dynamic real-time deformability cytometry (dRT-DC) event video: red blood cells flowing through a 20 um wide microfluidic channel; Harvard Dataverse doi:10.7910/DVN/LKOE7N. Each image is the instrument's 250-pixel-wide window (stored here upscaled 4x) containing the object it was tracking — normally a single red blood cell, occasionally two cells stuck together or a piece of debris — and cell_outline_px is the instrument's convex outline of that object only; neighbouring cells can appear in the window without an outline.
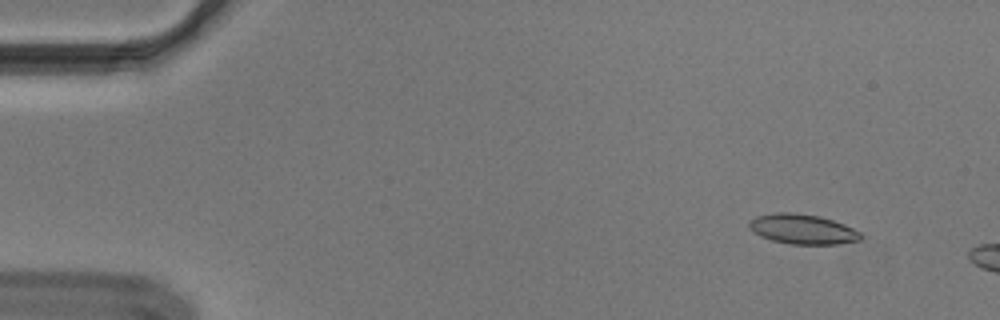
{"species": "Egyptian fruit bat (a non-hibernating species)", "species_latin": "Rousettus aegyptiacus", "temperature_condition": "cold", "stored_images_in_passage": 10, "camera_frame_rate_fps": 3000, "um_per_image_px": 0.085, "animal": {"sex": "male"}, "frame": {"image": 1, "passage_image": 5, "time_ms": 1.333, "image_size_px": [1000, 320], "cell_outline_px": [[860, 240], [836, 244], [788, 244], [772, 240], [760, 236], [748, 224], [756, 216], [776, 212], [792, 212], [820, 216], [844, 224], [860, 232]], "centroid_in_image_um": [68.22, 19.47], "position_along_channel_um": 16.8, "area_um2": 19.19}}